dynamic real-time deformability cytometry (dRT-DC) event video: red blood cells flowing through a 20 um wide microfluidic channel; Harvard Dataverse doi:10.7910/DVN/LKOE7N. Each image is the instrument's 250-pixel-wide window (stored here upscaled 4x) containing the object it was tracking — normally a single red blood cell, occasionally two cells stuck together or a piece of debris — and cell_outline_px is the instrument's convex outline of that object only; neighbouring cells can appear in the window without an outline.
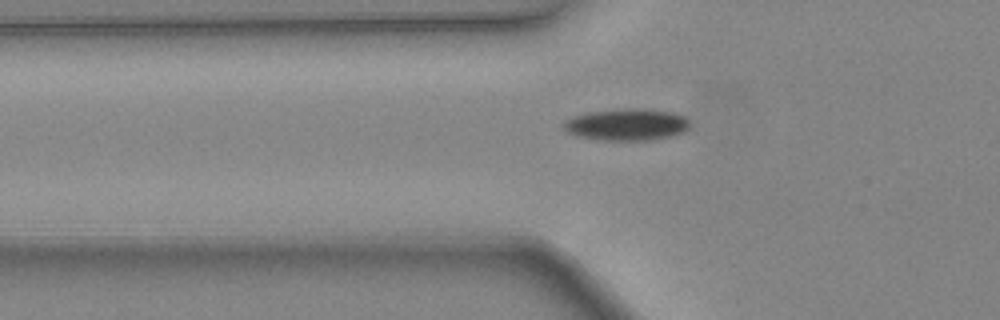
{"species": "common noctule bat (a hibernating species)", "species_latin": "Nyctalus noctula", "temperature_condition": "warm", "stored_images_in_passage": 36, "camera_frame_rate_fps": 3000, "um_per_image_px": 0.085, "animal": {"sex": "female", "body_mass_g": 24.6, "forearm_length_mm": 56.2}, "frame": {"image": 1, "passage_image": 7, "time_ms": 2.0, "image_size_px": [1000, 320], "cell_outline_px": [[688, 128], [684, 132], [672, 136], [648, 140], [596, 140], [576, 136], [568, 132], [564, 128], [564, 120], [572, 116], [588, 112], [628, 108], [644, 108], [676, 112], [684, 116], [688, 120]], "centroid_in_image_um": [53.27, 10.58], "position_along_channel_um": 72.5, "area_um2": 23.64}}
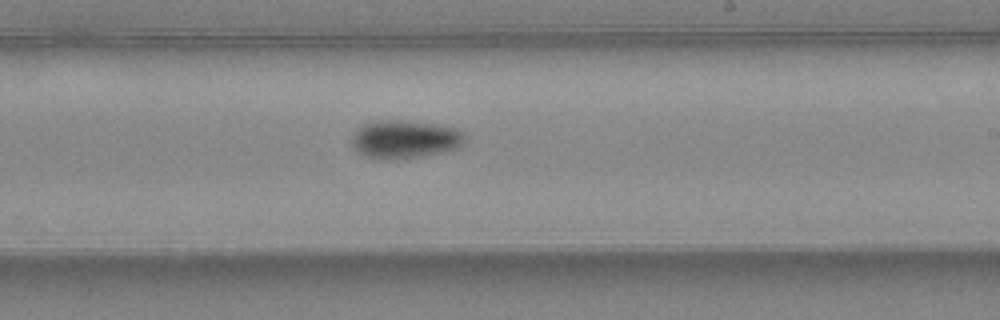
{"frame": {"image": 2, "passage_image": 19, "time_ms": 6.0, "image_size_px": [1000, 320], "cell_outline_px": [[468, 136], [460, 148], [420, 156], [396, 160], [376, 160], [364, 156], [356, 152], [352, 144], [352, 136], [364, 124], [372, 120], [408, 120], [440, 124], [460, 128]], "centroid_in_image_um": [34.45, 11.83], "position_along_channel_um": 254.5, "area_um2": 25.95}}
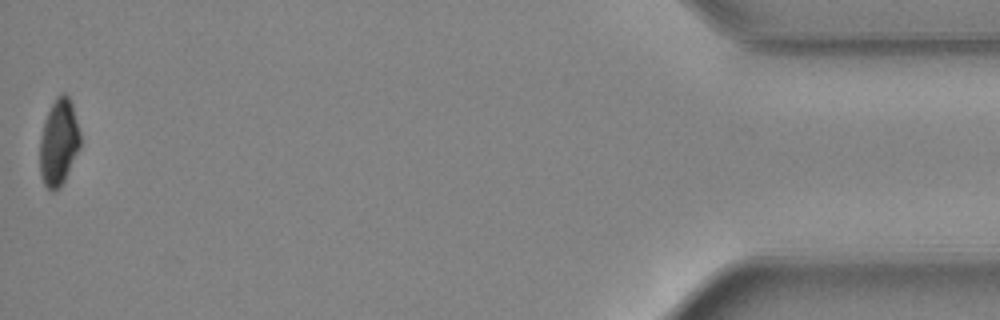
{"frame": {"image": 3, "passage_image": 36, "time_ms": 11.667, "image_size_px": [1000, 320], "cell_outline_px": [[80, 148], [60, 188], [52, 192], [44, 184], [40, 172], [40, 140], [44, 120], [56, 96], [60, 92], [64, 92], [68, 96], [72, 104], [80, 132]], "centroid_in_image_um": [4.99, 12.09], "position_along_channel_um": 430.2, "area_um2": 20.35}, "authors_computed_cell_mechanics": {"area_um2": 22.831, "velocity_mm_per_s": 4.5769, "shape_relaxation_time_tau1_ms": 2.7606, "shape_relaxation_time_tau2_ms": null, "deformation_change_tau1": 0.1248, "deformation_change_tau2": null}}